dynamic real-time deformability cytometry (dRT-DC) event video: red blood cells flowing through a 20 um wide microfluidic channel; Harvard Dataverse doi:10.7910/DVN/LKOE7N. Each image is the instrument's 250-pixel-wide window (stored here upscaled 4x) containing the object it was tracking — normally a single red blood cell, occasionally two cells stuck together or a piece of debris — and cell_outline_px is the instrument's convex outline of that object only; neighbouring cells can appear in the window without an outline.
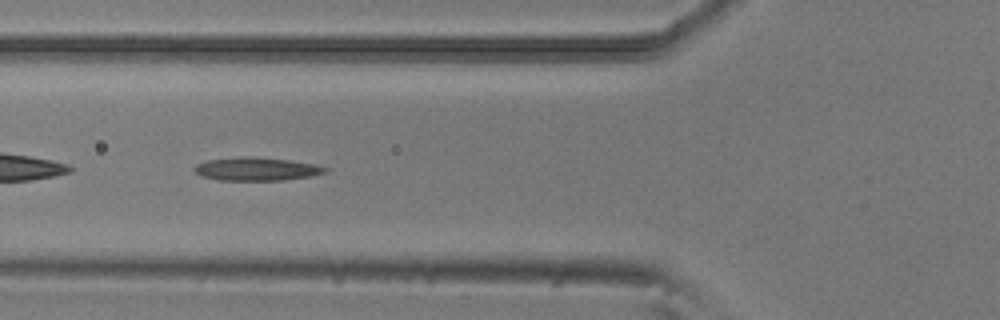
{"species": "common noctule bat (a hibernating species)", "species_latin": "Nyctalus noctula", "temperature_condition": "room temperature", "stored_images_in_passage": 42, "camera_frame_rate_fps": 3000, "um_per_image_px": 0.085, "animal": {"sex": "male", "body_mass_g": 20.5, "forearm_length_mm": 52.5}, "frame": {"image": 1, "passage_image": 9, "time_ms": 2.667, "image_size_px": [1000, 320], "cell_outline_px": [[328, 172], [312, 176], [284, 180], [216, 180], [200, 176], [192, 168], [196, 164], [208, 160], [244, 156], [252, 156], [288, 160], [316, 164], [328, 168]], "centroid_in_image_um": [21.81, 14.37], "position_along_channel_um": 104.0, "area_um2": 17.86}}
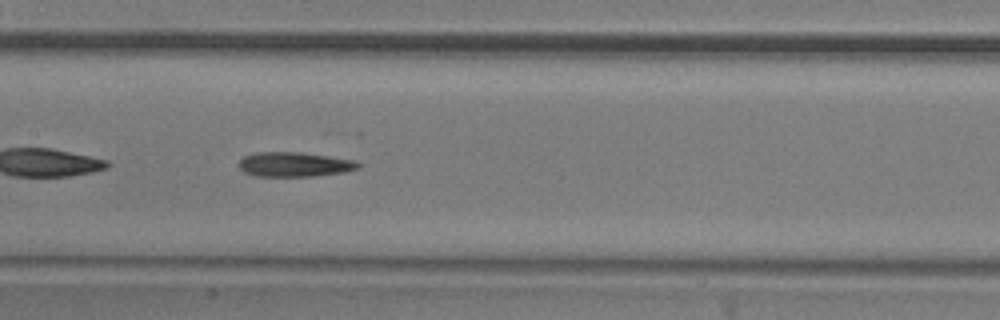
{"frame": {"image": 2, "passage_image": 15, "time_ms": 4.667, "image_size_px": [1000, 320], "cell_outline_px": [[360, 164], [356, 168], [344, 172], [312, 176], [256, 176], [244, 172], [240, 168], [240, 160], [244, 156], [256, 152], [300, 152], [356, 160]], "centroid_in_image_um": [25.01, 13.97], "position_along_channel_um": 182.4, "area_um2": 16.94}}
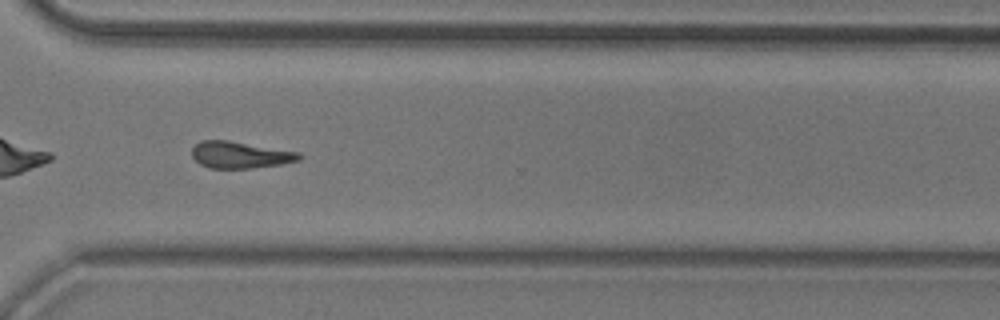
{"frame": {"image": 3, "passage_image": 28, "time_ms": 9.0, "image_size_px": [1000, 320], "cell_outline_px": [[304, 156], [300, 160], [280, 164], [252, 168], [208, 168], [200, 164], [192, 156], [192, 148], [200, 140], [228, 140], [300, 152]], "centroid_in_image_um": [20.42, 13.16], "position_along_channel_um": 350.2, "area_um2": 16.76}, "authors_computed_cell_mechanics": {"area_um2": 17.051, "velocity_mm_per_s": 3.8953, "shape_relaxation_time_tau1_ms": 4.8152, "shape_relaxation_time_tau2_ms": null, "deformation_change_tau1": 0.158, "deformation_change_tau2": null}}